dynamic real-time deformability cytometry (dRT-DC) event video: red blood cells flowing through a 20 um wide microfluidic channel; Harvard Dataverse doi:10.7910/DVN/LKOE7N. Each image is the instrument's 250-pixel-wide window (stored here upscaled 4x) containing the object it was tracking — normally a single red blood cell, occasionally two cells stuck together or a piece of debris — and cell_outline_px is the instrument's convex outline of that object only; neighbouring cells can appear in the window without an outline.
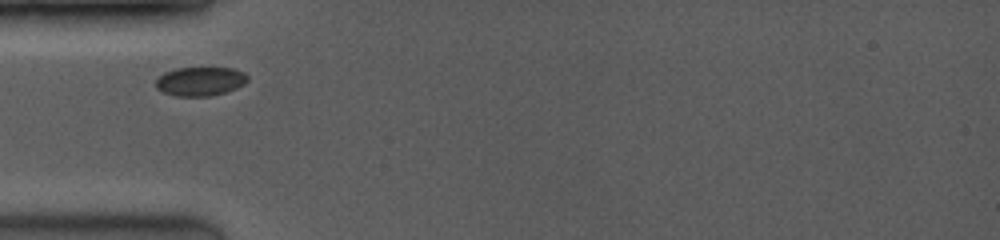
{"species": "common noctule bat (a hibernating species)", "species_latin": "Nyctalus noctula", "temperature_condition": "room temperature", "stored_images_in_passage": 9, "camera_frame_rate_fps": 3500, "um_per_image_px": 0.085, "animal": {"sex": "female", "body_mass_g": 19.0, "forearm_length_mm": 53.3}, "frame": {"image": 1, "passage_image": 1, "time_ms": 0.0, "image_size_px": [1000, 240], "cell_outline_px": [[248, 80], [244, 84], [236, 88], [224, 92], [208, 96], [176, 96], [164, 92], [156, 88], [156, 80], [164, 72], [176, 68], [232, 68], [244, 72], [248, 76]], "centroid_in_image_um": [17.02, 6.9], "position_along_channel_um": 68.0, "area_um2": 15.37}}
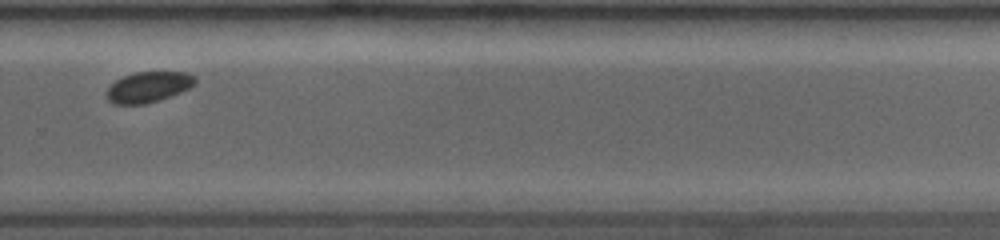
{"frame": {"image": 2, "passage_image": 7, "time_ms": 6.286, "image_size_px": [1000, 240], "cell_outline_px": [[196, 84], [180, 92], [144, 104], [112, 104], [108, 100], [104, 92], [116, 80], [124, 76], [136, 72], [188, 72], [196, 76]], "centroid_in_image_um": [12.6, 7.38], "position_along_channel_um": 317.2, "area_um2": 15.72}}
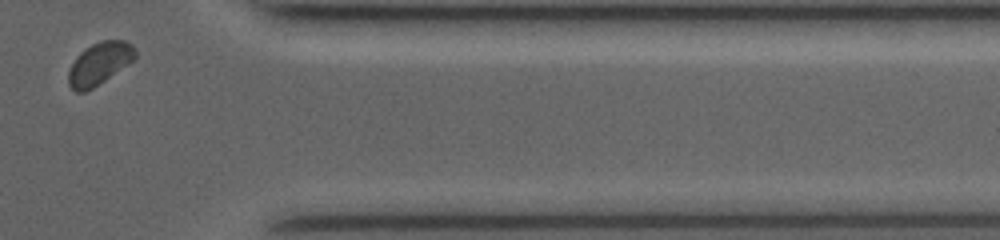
{"frame": {"image": 3, "passage_image": 9, "time_ms": 8.571, "image_size_px": [1000, 240], "cell_outline_px": [[136, 60], [92, 88], [84, 92], [76, 92], [68, 84], [68, 72], [76, 56], [84, 48], [100, 40], [124, 40], [132, 44], [136, 52]], "centroid_in_image_um": [8.47, 5.38], "position_along_channel_um": 402.9, "area_um2": 16.59}}